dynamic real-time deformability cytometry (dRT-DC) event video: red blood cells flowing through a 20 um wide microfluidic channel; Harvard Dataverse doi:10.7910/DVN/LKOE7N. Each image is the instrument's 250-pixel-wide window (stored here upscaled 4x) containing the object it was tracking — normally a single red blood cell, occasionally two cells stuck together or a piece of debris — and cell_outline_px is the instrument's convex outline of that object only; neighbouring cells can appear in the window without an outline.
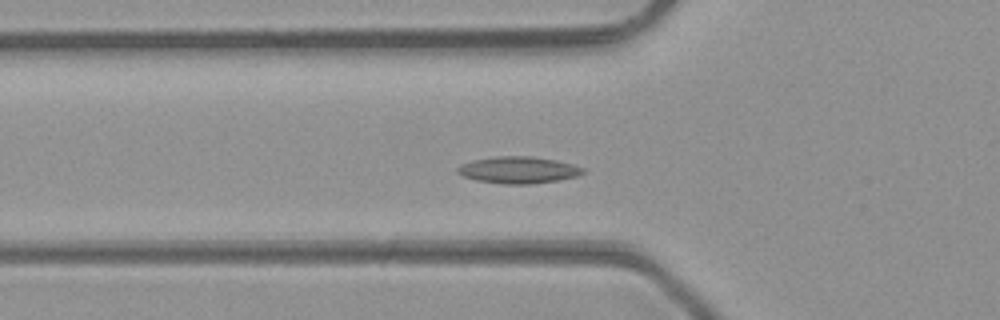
{"species": "common noctule bat (a hibernating species)", "species_latin": "Nyctalus noctula", "temperature_condition": "room temperature", "stored_images_in_passage": 47, "camera_frame_rate_fps": 3000, "um_per_image_px": 0.085, "animal": {"sex": "male", "body_mass_g": 23.1, "forearm_length_mm": 52.7}, "frame": {"image": 1, "passage_image": 15, "time_ms": 4.667, "image_size_px": [1000, 320], "cell_outline_px": [[584, 172], [576, 176], [560, 180], [532, 184], [504, 184], [476, 180], [464, 176], [456, 172], [456, 168], [460, 164], [472, 160], [496, 156], [532, 156], [556, 160], [572, 164], [584, 168]], "centroid_in_image_um": [44.04, 14.44], "position_along_channel_um": 81.8, "area_um2": 19.65}}
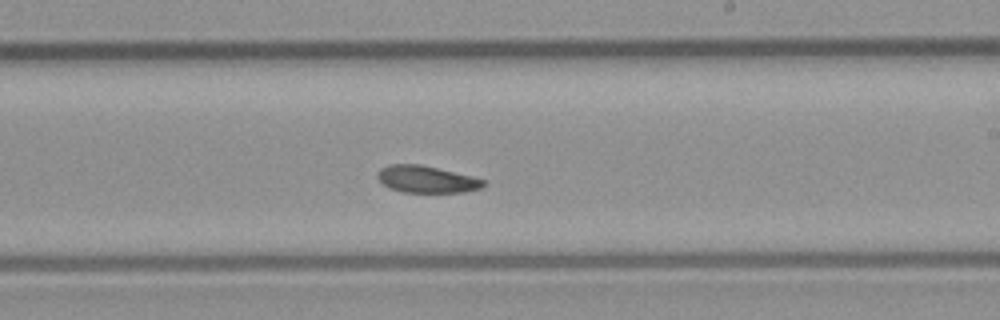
{"frame": {"image": 2, "passage_image": 27, "time_ms": 8.667, "image_size_px": [1000, 320], "cell_outline_px": [[488, 184], [480, 188], [464, 192], [404, 192], [388, 188], [376, 176], [376, 172], [380, 168], [388, 164], [420, 164], [472, 176], [484, 180]], "centroid_in_image_um": [36.24, 15.23], "position_along_channel_um": 252.8, "area_um2": 16.7}}
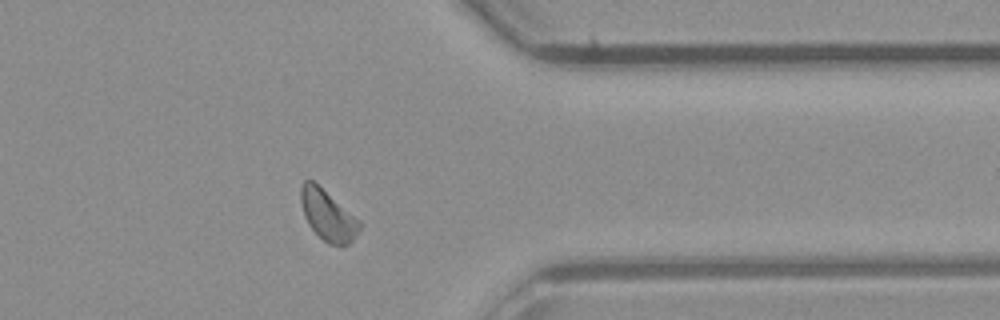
{"frame": {"image": 3, "passage_image": 37, "time_ms": 12.0, "image_size_px": [1000, 320], "cell_outline_px": [[360, 228], [356, 236], [348, 244], [340, 248], [328, 244], [308, 224], [304, 216], [300, 200], [300, 184], [304, 180], [312, 180], [360, 220]], "centroid_in_image_um": [27.85, 18.32], "position_along_channel_um": 383.5, "area_um2": 17.28}, "authors_computed_cell_mechanics": {"area_um2": 17.6868, "velocity_mm_per_s": 4.257, "shape_relaxation_time_tau1_ms": null, "shape_relaxation_time_tau2_ms": 5.5336, "deformation_change_tau1": null, "deformation_change_tau2": 0.1099}}